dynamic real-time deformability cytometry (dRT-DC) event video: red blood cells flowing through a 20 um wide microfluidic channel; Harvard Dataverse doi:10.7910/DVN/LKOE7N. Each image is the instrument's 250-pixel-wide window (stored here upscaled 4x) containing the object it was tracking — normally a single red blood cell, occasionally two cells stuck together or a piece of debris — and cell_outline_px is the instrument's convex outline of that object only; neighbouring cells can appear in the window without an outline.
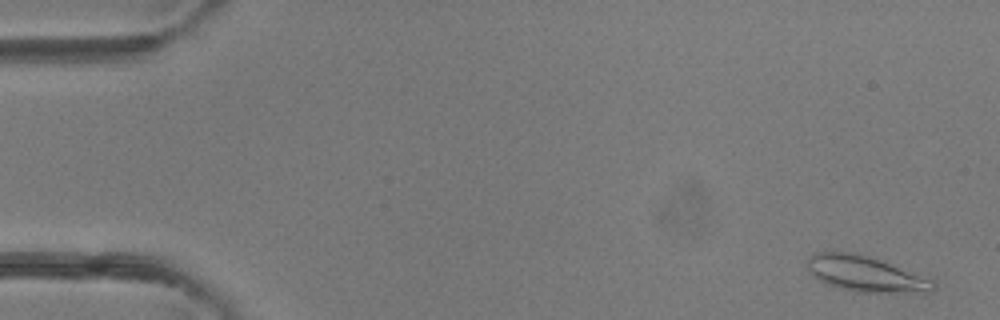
{"species": "common noctule bat (a hibernating species)", "species_latin": "Nyctalus noctula", "temperature_condition": "room temperature", "stored_images_in_passage": 2, "camera_frame_rate_fps": 3000, "um_per_image_px": 0.085, "animal": {"sex": "female"}, "frame": {"image": 1, "passage_image": 2, "time_ms": 1.0, "image_size_px": [1000, 320], "cell_outline_px": [[936, 288], [932, 292], [856, 292], [836, 288], [812, 276], [808, 268], [808, 256], [816, 252], [856, 252], [880, 260], [932, 280], [936, 284]], "centroid_in_image_um": [73.53, 23.28], "position_along_channel_um": 11.5, "area_um2": 25.89}}